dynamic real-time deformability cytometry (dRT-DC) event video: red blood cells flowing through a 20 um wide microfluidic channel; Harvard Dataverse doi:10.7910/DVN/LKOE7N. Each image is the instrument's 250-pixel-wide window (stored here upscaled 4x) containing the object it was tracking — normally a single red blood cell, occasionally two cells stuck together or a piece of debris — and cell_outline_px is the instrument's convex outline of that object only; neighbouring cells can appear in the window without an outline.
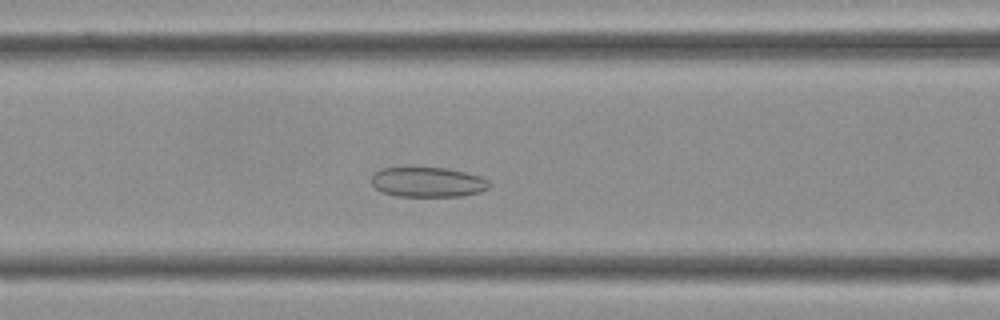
{"species": "Egyptian fruit bat (a non-hibernating species)", "species_latin": "Rousettus aegyptiacus", "temperature_condition": "cold", "stored_images_in_passage": 37, "camera_frame_rate_fps": 3000, "um_per_image_px": 0.085, "frame": {"image": 1, "passage_image": 12, "time_ms": 3.667, "image_size_px": [1000, 320], "cell_outline_px": [[488, 188], [480, 192], [460, 196], [396, 196], [380, 192], [372, 184], [372, 176], [380, 168], [448, 168], [480, 176], [488, 180]], "centroid_in_image_um": [36.34, 15.48], "position_along_channel_um": 130.3, "area_um2": 20.4}}
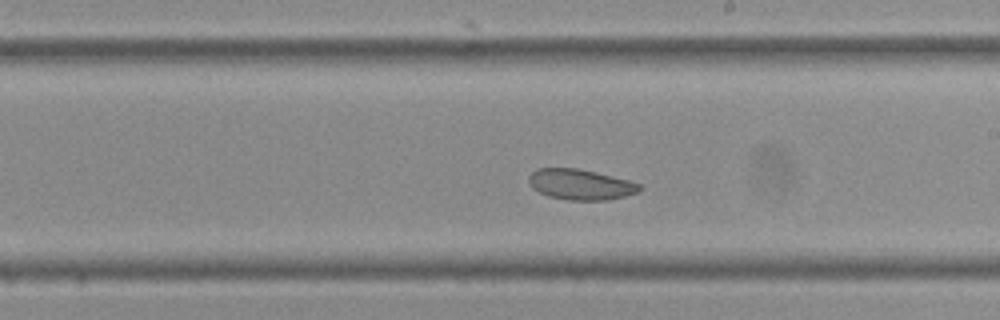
{"frame": {"image": 2, "passage_image": 19, "time_ms": 6.0, "image_size_px": [1000, 320], "cell_outline_px": [[644, 188], [640, 192], [608, 200], [568, 200], [548, 196], [532, 188], [528, 180], [528, 176], [536, 168], [576, 168], [596, 172], [628, 180], [640, 184]], "centroid_in_image_um": [49.35, 15.68], "position_along_channel_um": 239.6, "area_um2": 19.83}}
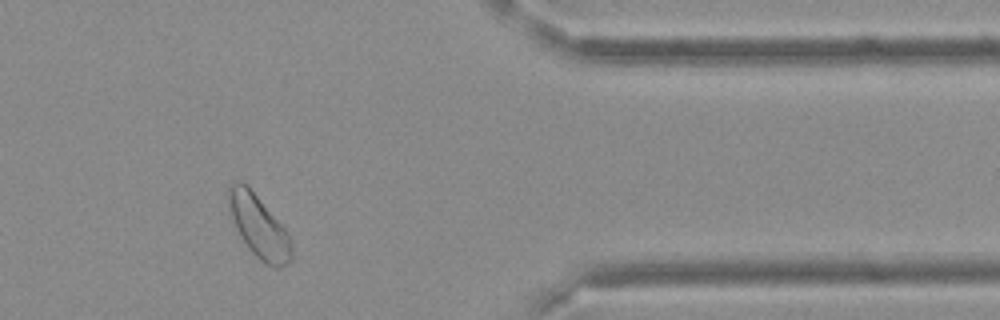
{"frame": {"image": 3, "passage_image": 30, "time_ms": 9.667, "image_size_px": [1000, 320], "cell_outline_px": [[292, 260], [276, 268], [260, 260], [248, 248], [240, 236], [228, 216], [228, 184], [232, 180], [240, 180], [248, 184], [288, 232], [292, 244]], "centroid_in_image_um": [21.94, 19.17], "position_along_channel_um": 389.5, "area_um2": 23.47}}